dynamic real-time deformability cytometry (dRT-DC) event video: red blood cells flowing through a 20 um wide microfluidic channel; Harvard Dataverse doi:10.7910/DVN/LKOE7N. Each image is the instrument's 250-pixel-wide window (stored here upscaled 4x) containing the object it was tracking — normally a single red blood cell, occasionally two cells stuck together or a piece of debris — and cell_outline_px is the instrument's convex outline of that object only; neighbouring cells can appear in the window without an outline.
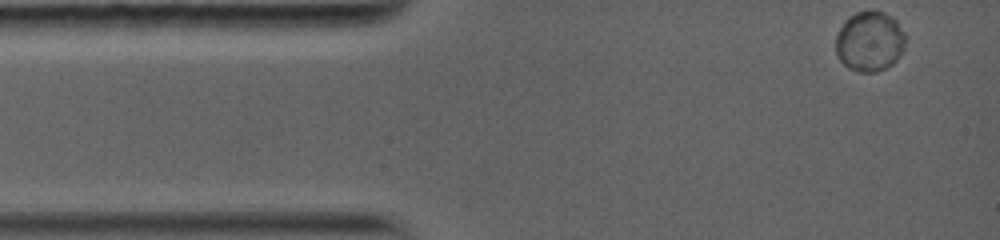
{"species": "common noctule bat (a hibernating species)", "species_latin": "Nyctalus noctula", "temperature_condition": "warm", "stored_images_in_passage": 43, "camera_frame_rate_fps": 5000, "um_per_image_px": 0.085, "animal": {"sex": "female", "body_mass_g": 19.0, "forearm_length_mm": 56.7}, "frame": {"image": 1, "passage_image": 1, "time_ms": 0.0, "image_size_px": [1000, 240], "cell_outline_px": [[904, 48], [900, 56], [892, 64], [876, 72], [860, 72], [848, 68], [840, 60], [836, 52], [836, 36], [844, 20], [848, 16], [856, 12], [884, 12], [892, 16], [896, 20], [904, 32]], "centroid_in_image_um": [73.91, 3.52], "position_along_channel_um": 11.1, "area_um2": 24.33}}
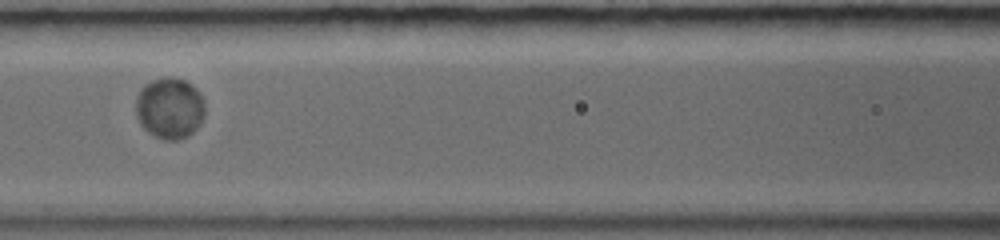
{"frame": {"image": 2, "passage_image": 19, "time_ms": 5.2, "image_size_px": [1000, 240], "cell_outline_px": [[204, 116], [196, 128], [188, 136], [176, 140], [168, 140], [156, 136], [144, 128], [140, 124], [136, 116], [136, 96], [140, 88], [144, 84], [152, 80], [168, 76], [184, 80], [192, 84], [200, 92], [204, 104]], "centroid_in_image_um": [14.41, 9.16], "position_along_channel_um": 152.2, "area_um2": 24.68}}
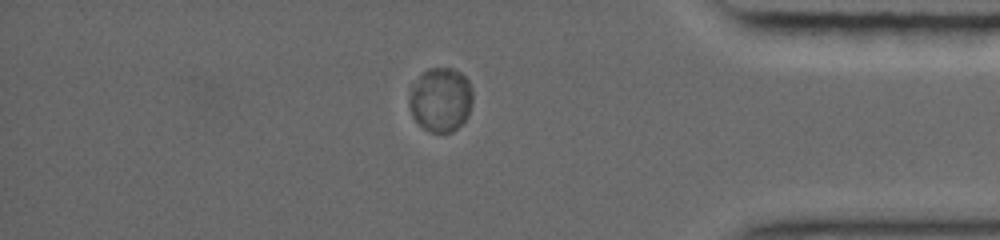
{"frame": {"image": 3, "passage_image": 31, "time_ms": 12.0, "image_size_px": [1000, 240], "cell_outline_px": [[472, 104], [468, 116], [452, 132], [428, 132], [412, 116], [408, 104], [408, 84], [428, 68], [452, 68], [460, 72], [468, 80], [472, 88]], "centroid_in_image_um": [37.41, 8.44], "position_along_channel_um": 397.8, "area_um2": 24.28}}